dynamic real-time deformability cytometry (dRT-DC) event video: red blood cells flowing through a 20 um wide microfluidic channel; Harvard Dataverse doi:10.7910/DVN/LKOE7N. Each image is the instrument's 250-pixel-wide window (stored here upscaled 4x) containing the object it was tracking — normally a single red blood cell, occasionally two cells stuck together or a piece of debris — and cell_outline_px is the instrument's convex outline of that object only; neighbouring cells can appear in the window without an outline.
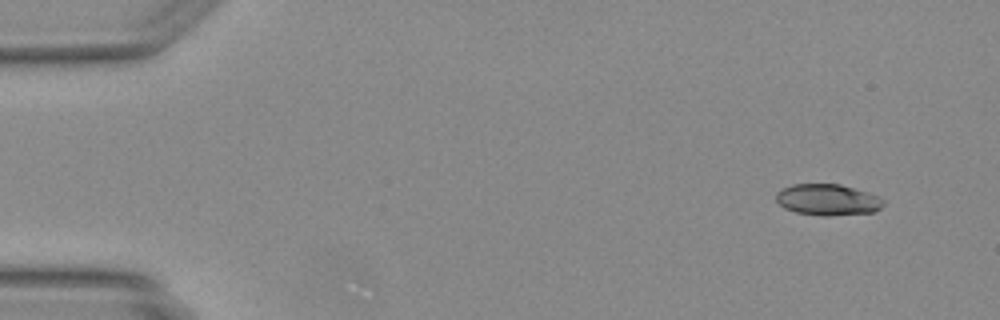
{"species": "Egyptian fruit bat (a non-hibernating species)", "species_latin": "Rousettus aegyptiacus", "temperature_condition": "warm", "stored_images_in_passage": 22, "camera_frame_rate_fps": 3000, "um_per_image_px": 0.085, "animal": {"sex": "female"}, "frame": {"image": 1, "passage_image": 1, "time_ms": 0.0, "image_size_px": [1000, 320], "cell_outline_px": [[884, 204], [880, 208], [872, 212], [828, 216], [824, 216], [796, 212], [784, 208], [776, 200], [776, 192], [792, 184], [840, 184], [868, 192], [880, 196], [884, 200]], "centroid_in_image_um": [70.36, 16.97], "position_along_channel_um": 14.6, "area_um2": 19.54}}
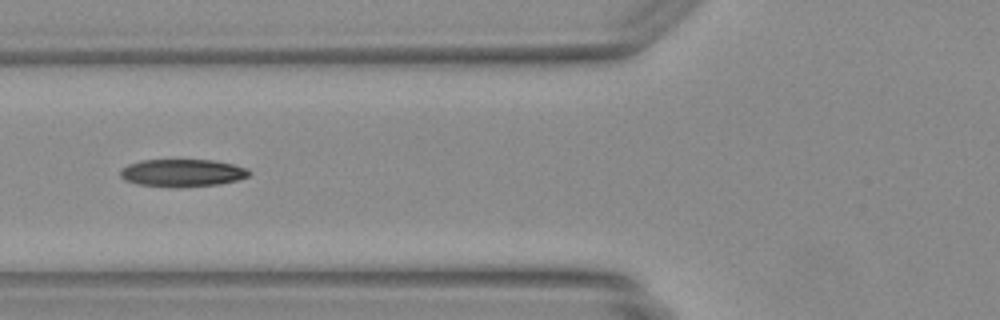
{"frame": {"image": 2, "passage_image": 16, "time_ms": 5.0, "image_size_px": [1000, 320], "cell_outline_px": [[248, 176], [236, 180], [220, 184], [176, 188], [136, 184], [124, 180], [120, 176], [120, 172], [128, 164], [140, 160], [212, 160], [232, 164], [248, 168]], "centroid_in_image_um": [15.46, 14.7], "position_along_channel_um": 110.3, "area_um2": 20.69}}